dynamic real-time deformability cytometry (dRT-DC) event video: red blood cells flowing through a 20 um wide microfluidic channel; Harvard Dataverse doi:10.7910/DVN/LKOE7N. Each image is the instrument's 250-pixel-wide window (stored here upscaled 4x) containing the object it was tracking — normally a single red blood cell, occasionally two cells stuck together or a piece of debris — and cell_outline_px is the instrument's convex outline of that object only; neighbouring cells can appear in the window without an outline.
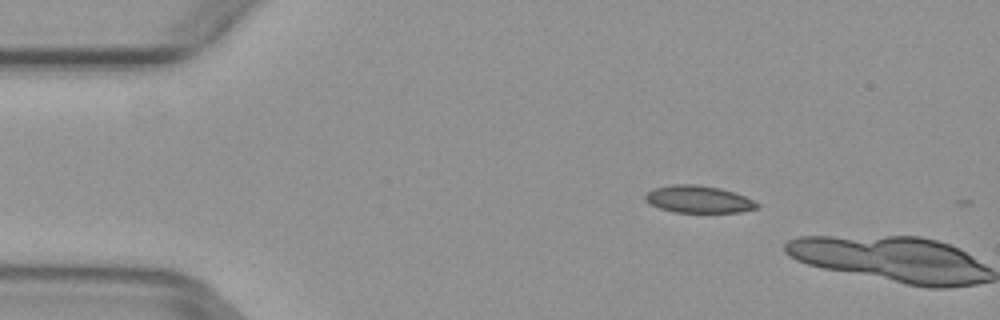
{"species": "common noctule bat (a hibernating species)", "species_latin": "Nyctalus noctula", "temperature_condition": "warm", "stored_images_in_passage": 3, "camera_frame_rate_fps": 3000, "um_per_image_px": 0.085, "animal": {"sex": "female", "body_mass_g": 29.2, "forearm_length_mm": 56.3}, "frame": {"image": 1, "passage_image": 2, "time_ms": 0.333, "image_size_px": [1000, 320], "cell_outline_px": [[760, 208], [740, 212], [672, 212], [660, 208], [644, 200], [644, 196], [648, 192], [656, 188], [676, 184], [696, 184], [720, 188], [744, 196], [760, 204]], "centroid_in_image_um": [59.39, 16.95], "position_along_channel_um": 25.6, "area_um2": 17.57}}